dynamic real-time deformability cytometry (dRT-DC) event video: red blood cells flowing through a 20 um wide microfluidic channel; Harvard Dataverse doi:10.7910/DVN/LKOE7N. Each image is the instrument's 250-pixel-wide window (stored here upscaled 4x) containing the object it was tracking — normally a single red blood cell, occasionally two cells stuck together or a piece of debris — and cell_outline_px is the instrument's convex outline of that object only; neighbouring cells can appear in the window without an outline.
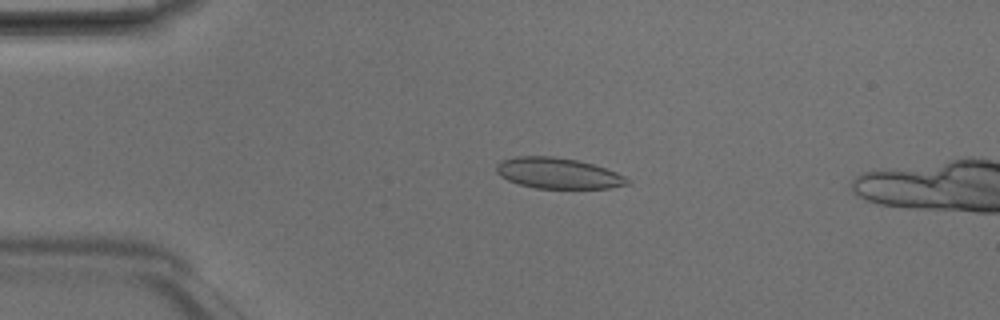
{"species": "Egyptian fruit bat (a non-hibernating species)", "species_latin": "Rousettus aegyptiacus", "temperature_condition": "room temperature", "stored_images_in_passage": 3, "camera_frame_rate_fps": 3000, "um_per_image_px": 0.085, "animal": {"sex": "male"}, "frame": {"image": 1, "passage_image": 2, "time_ms": 0.333, "image_size_px": [1000, 320], "cell_outline_px": [[632, 180], [628, 184], [612, 188], [536, 188], [520, 184], [508, 180], [500, 176], [496, 172], [496, 164], [500, 160], [516, 156], [552, 156], [580, 160], [616, 172]], "centroid_in_image_um": [47.42, 14.72], "position_along_channel_um": 37.6, "area_um2": 23.58}}